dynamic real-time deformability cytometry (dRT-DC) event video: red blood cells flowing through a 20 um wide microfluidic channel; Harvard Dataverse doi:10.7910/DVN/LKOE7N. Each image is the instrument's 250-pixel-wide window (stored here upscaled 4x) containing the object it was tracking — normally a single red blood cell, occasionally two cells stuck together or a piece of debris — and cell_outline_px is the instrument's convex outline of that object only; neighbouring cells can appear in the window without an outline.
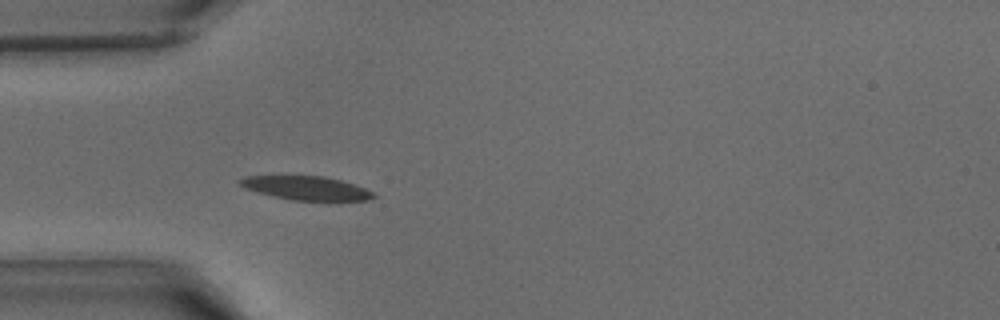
{"species": "common noctule bat (a hibernating species)", "species_latin": "Nyctalus noctula", "temperature_condition": "warm", "stored_images_in_passage": 17, "camera_frame_rate_fps": 3000, "um_per_image_px": 0.085, "animal": {"sex": "male", "body_mass_g": 15.6}, "frame": {"image": 1, "passage_image": 1, "time_ms": 0.0, "image_size_px": [1000, 320], "cell_outline_px": [[376, 196], [368, 200], [328, 204], [292, 200], [244, 188], [236, 180], [244, 176], [324, 176], [340, 180], [364, 188], [372, 192]], "centroid_in_image_um": [26.12, 16.04], "position_along_channel_um": 58.9, "area_um2": 19.19}}
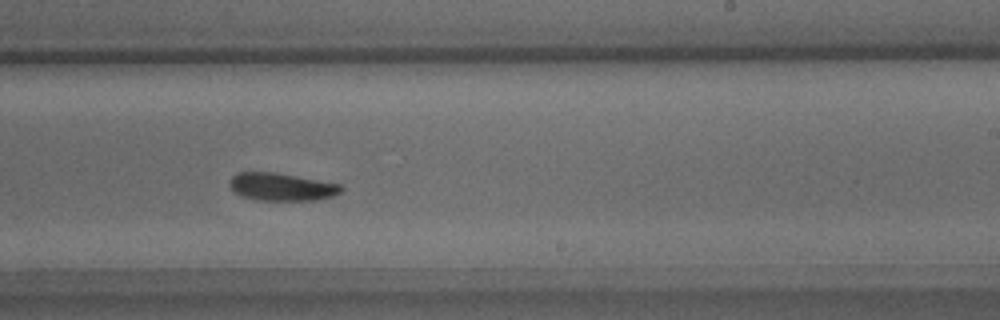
{"frame": {"image": 2, "passage_image": 14, "time_ms": 4.333, "image_size_px": [1000, 320], "cell_outline_px": [[344, 188], [340, 192], [332, 196], [320, 200], [256, 200], [240, 196], [228, 184], [228, 180], [236, 172], [276, 172], [340, 184]], "centroid_in_image_um": [23.91, 15.88], "position_along_channel_um": 265.1, "area_um2": 18.15}}